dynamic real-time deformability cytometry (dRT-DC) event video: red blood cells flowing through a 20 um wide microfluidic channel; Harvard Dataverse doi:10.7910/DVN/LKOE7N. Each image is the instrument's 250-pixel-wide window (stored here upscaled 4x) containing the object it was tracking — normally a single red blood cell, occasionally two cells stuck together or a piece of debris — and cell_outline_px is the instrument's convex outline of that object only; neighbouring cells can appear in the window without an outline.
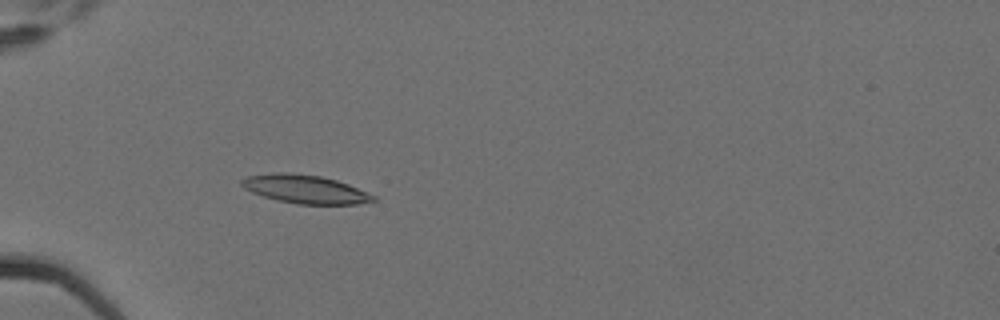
{"species": "Egyptian fruit bat (a non-hibernating species)", "species_latin": "Rousettus aegyptiacus", "temperature_condition": "cold", "stored_images_in_passage": 4, "camera_frame_rate_fps": 3000, "um_per_image_px": 0.085, "animal": {"sex": "female"}, "frame": {"image": 1, "passage_image": 4, "time_ms": 1.0, "image_size_px": [1000, 320], "cell_outline_px": [[376, 200], [356, 204], [296, 204], [276, 200], [252, 192], [244, 188], [240, 184], [240, 180], [248, 176], [276, 172], [292, 172], [320, 176], [336, 180], [348, 184], [376, 196]], "centroid_in_image_um": [25.91, 16.07], "position_along_channel_um": 59.1, "area_um2": 21.79}}